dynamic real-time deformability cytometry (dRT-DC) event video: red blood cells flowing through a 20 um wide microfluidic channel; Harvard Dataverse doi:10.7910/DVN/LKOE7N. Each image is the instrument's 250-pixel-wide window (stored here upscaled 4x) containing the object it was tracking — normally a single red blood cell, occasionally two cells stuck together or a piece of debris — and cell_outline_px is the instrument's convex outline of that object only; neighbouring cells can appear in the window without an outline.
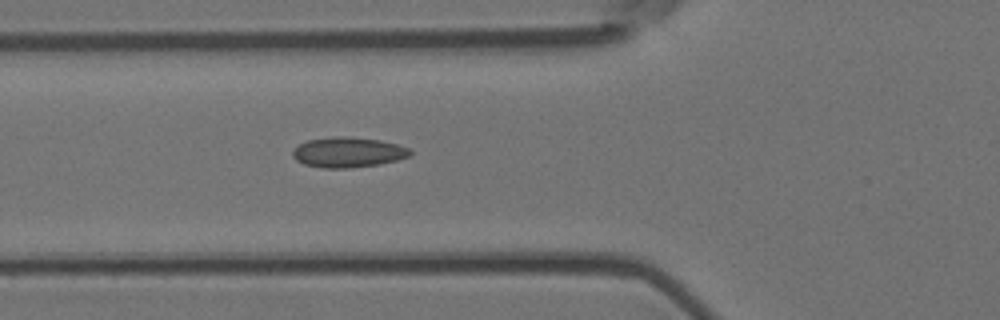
{"species": "Egyptian fruit bat (a non-hibernating species)", "species_latin": "Rousettus aegyptiacus", "temperature_condition": "room temperature", "stored_images_in_passage": 2, "camera_frame_rate_fps": 3000, "um_per_image_px": 0.085, "animal": {"sex": "female"}, "frame": {"image": 1, "passage_image": 2, "time_ms": 0.333, "image_size_px": [1000, 320], "cell_outline_px": [[412, 152], [408, 156], [396, 160], [380, 164], [348, 168], [320, 168], [304, 164], [296, 160], [292, 156], [292, 152], [300, 144], [308, 140], [336, 136], [344, 136], [380, 140], [412, 148]], "centroid_in_image_um": [29.59, 12.95], "position_along_channel_um": 96.2, "area_um2": 20.63}}